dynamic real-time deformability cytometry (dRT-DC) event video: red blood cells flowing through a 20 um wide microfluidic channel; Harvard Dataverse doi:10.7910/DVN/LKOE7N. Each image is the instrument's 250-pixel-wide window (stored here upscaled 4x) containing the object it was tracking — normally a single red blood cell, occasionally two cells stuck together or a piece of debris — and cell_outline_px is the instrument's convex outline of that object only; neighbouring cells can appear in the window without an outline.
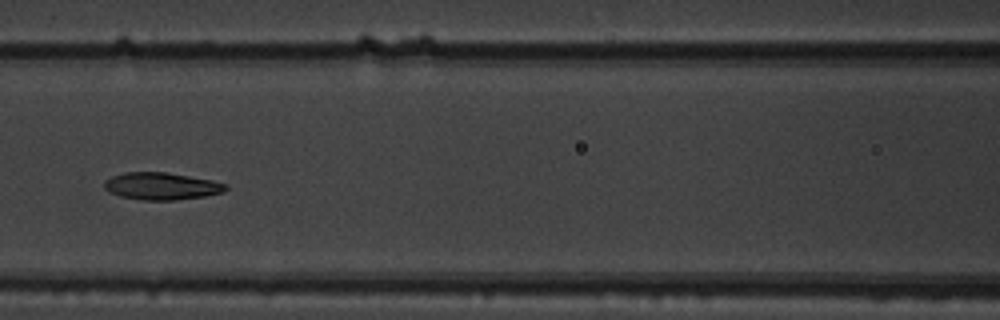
{"species": "common noctule bat (a hibernating species)", "species_latin": "Nyctalus noctula", "temperature_condition": "warm", "stored_images_in_passage": 6, "camera_frame_rate_fps": 3000, "um_per_image_px": 0.085, "animal": {"sex": "male", "body_mass_g": 19.5, "forearm_length_mm": 54.6}, "frame": {"image": 1, "passage_image": 6, "time_ms": 1.667, "image_size_px": [1000, 320], "cell_outline_px": [[228, 188], [224, 192], [204, 196], [176, 200], [140, 200], [120, 196], [108, 192], [104, 188], [104, 180], [112, 176], [124, 172], [164, 172], [212, 180], [228, 184]], "centroid_in_image_um": [13.71, 15.82], "position_along_channel_um": 152.9, "area_um2": 19.36}}